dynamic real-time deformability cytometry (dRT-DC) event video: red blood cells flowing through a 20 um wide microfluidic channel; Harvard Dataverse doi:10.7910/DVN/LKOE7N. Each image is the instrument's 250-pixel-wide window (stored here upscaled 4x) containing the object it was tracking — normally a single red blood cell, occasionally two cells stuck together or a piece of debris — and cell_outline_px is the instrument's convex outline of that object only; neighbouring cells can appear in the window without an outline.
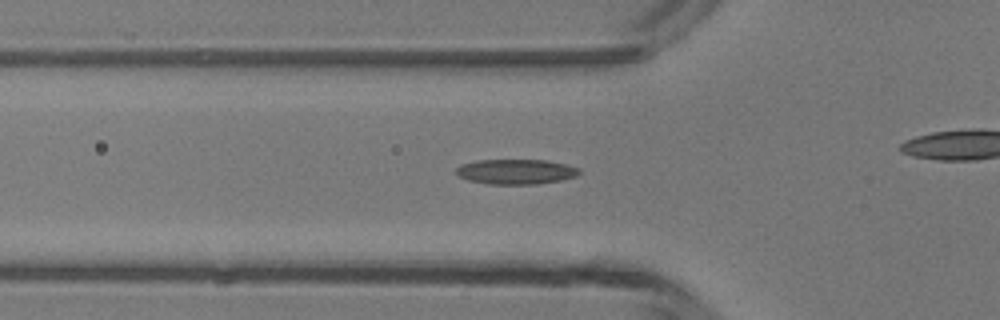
{"species": "common noctule bat (a hibernating species)", "species_latin": "Nyctalus noctula", "temperature_condition": "room temperature", "stored_images_in_passage": 32, "camera_frame_rate_fps": 3000, "um_per_image_px": 0.085, "animal": {"sex": "male", "body_mass_g": 13.3}, "frame": {"image": 1, "passage_image": 10, "time_ms": 3.0, "image_size_px": [1000, 320], "cell_outline_px": [[580, 172], [576, 176], [560, 180], [536, 184], [488, 184], [468, 180], [460, 176], [456, 172], [456, 168], [460, 164], [476, 160], [544, 160], [564, 164], [580, 168]], "centroid_in_image_um": [43.83, 14.59], "position_along_channel_um": 82.0, "area_um2": 17.86}}
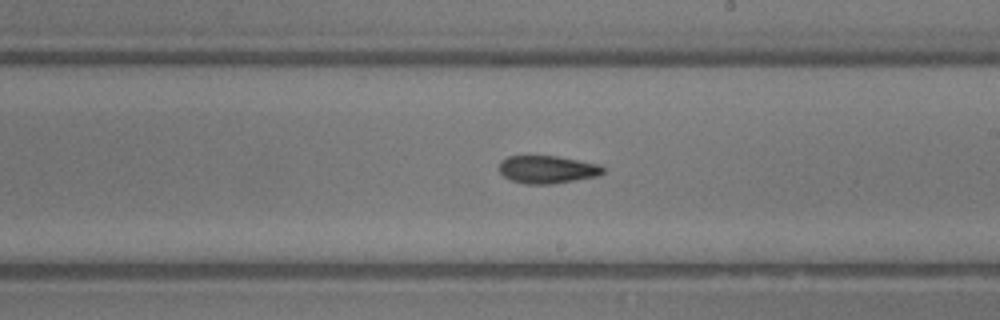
{"frame": {"image": 2, "passage_image": 21, "time_ms": 6.667, "image_size_px": [1000, 320], "cell_outline_px": [[604, 172], [600, 176], [552, 184], [524, 184], [512, 180], [504, 176], [500, 172], [500, 160], [508, 156], [556, 156], [600, 164], [604, 168]], "centroid_in_image_um": [46.55, 14.41], "position_along_channel_um": 242.5, "area_um2": 16.88}}
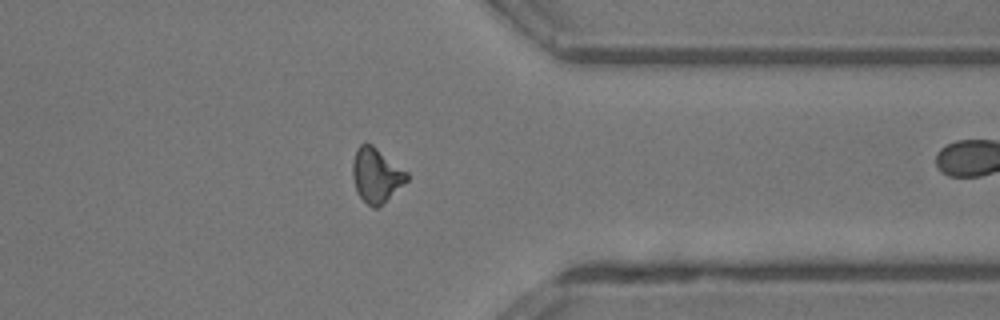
{"frame": {"image": 3, "passage_image": 31, "time_ms": 10.0, "image_size_px": [1000, 320], "cell_outline_px": [[408, 180], [376, 208], [372, 208], [356, 192], [352, 176], [352, 164], [356, 148], [360, 144], [372, 144], [408, 172]], "centroid_in_image_um": [31.96, 14.87], "position_along_channel_um": 379.4, "area_um2": 16.99}}